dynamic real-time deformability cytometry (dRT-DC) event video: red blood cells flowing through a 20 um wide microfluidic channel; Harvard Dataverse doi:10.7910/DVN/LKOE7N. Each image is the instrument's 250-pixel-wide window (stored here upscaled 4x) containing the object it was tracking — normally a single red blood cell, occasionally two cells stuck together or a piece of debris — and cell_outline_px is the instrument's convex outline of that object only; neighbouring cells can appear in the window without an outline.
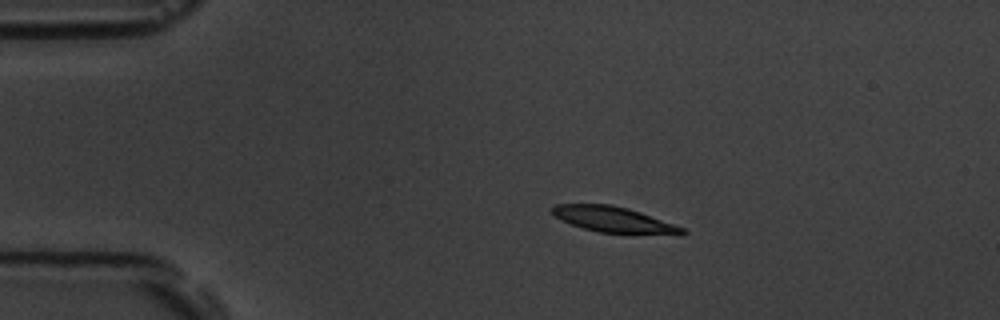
{"species": "common noctule bat (a hibernating species)", "species_latin": "Nyctalus noctula", "temperature_condition": "room temperature", "stored_images_in_passage": 46, "camera_frame_rate_fps": 3000, "um_per_image_px": 0.085, "animal": {"sex": "male", "body_mass_g": 19.5, "forearm_length_mm": 54.6}, "frame": {"image": 1, "passage_image": 10, "time_ms": 3.0, "image_size_px": [1000, 320], "cell_outline_px": [[688, 232], [600, 232], [584, 228], [560, 220], [552, 212], [552, 208], [556, 204], [612, 204], [628, 208], [640, 212], [684, 228]], "centroid_in_image_um": [52.0, 18.6], "position_along_channel_um": 33.0, "area_um2": 18.32}}
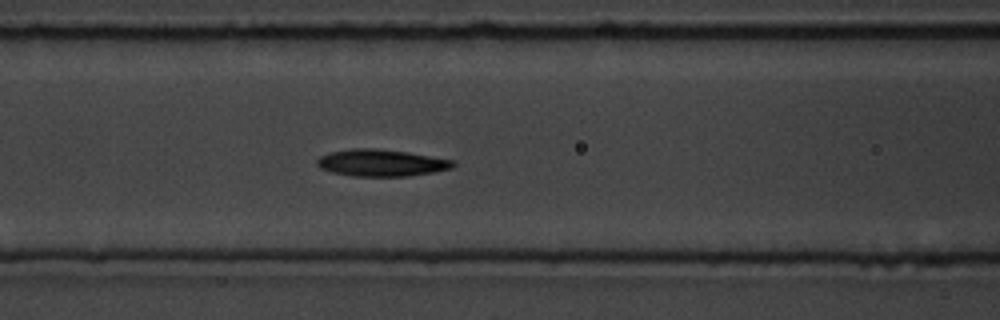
{"frame": {"image": 2, "passage_image": 22, "time_ms": 7.0, "image_size_px": [1000, 320], "cell_outline_px": [[456, 164], [452, 168], [432, 172], [408, 176], [352, 176], [332, 172], [320, 168], [316, 164], [316, 160], [320, 156], [332, 152], [352, 148], [376, 148], [408, 152], [456, 160]], "centroid_in_image_um": [32.43, 13.83], "position_along_channel_um": 134.2, "area_um2": 21.39}}
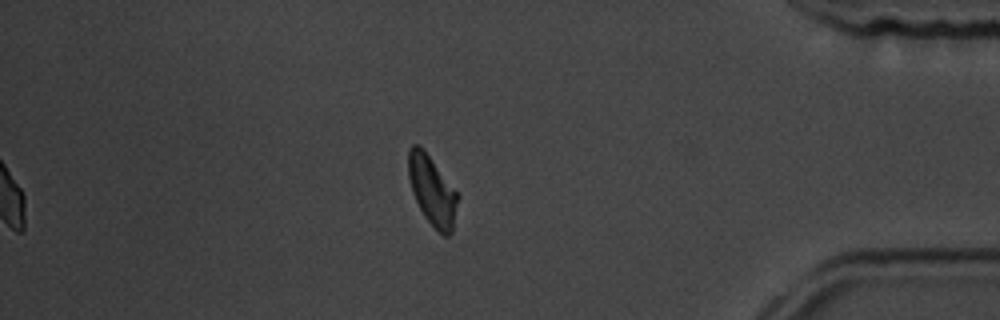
{"frame": {"image": 3, "passage_image": 46, "time_ms": 15.0, "image_size_px": [1000, 320], "cell_outline_px": [[460, 196], [452, 232], [448, 236], [444, 236], [424, 216], [412, 192], [408, 176], [408, 148], [412, 144], [420, 144], [424, 148]], "centroid_in_image_um": [36.74, 16.16], "position_along_channel_um": 398.5, "area_um2": 20.11}, "authors_computed_cell_mechanics": {"area_um2": 20.3456, "velocity_mm_per_s": 3.7472, "shape_relaxation_time_tau1_ms": 2.5651, "shape_relaxation_time_tau2_ms": 4.111, "deformation_change_tau1": 0.1153, "deformation_change_tau2": 0.1017}}